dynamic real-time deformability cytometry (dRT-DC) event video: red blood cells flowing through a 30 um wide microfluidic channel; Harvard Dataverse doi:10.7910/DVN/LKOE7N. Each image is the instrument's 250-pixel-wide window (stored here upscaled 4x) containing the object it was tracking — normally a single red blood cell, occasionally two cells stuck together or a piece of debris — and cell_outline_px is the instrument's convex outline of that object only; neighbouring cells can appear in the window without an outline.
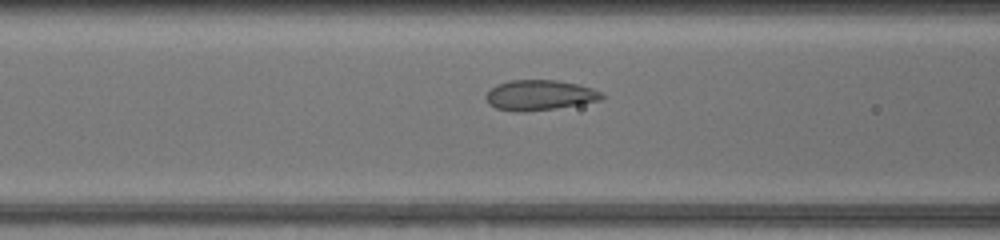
{"species": "common noctule bat (a hibernating species)", "species_latin": "Nyctalus noctula", "temperature_condition": "warm", "stored_images_in_passage": 42, "camera_frame_rate_fps": 3000, "um_per_image_px": 0.085, "animal": {"sex": "female", "body_mass_g": 17.0, "forearm_length_mm": 48.0}, "frame": {"image": 1, "passage_image": 14, "time_ms": 4.333, "image_size_px": [1000, 240], "cell_outline_px": [[608, 96], [600, 100], [580, 104], [556, 108], [524, 112], [516, 112], [496, 108], [488, 104], [484, 96], [496, 84], [508, 80], [556, 80], [576, 84], [592, 88]], "centroid_in_image_um": [45.85, 8.09], "position_along_channel_um": 120.8, "area_um2": 20.52}}
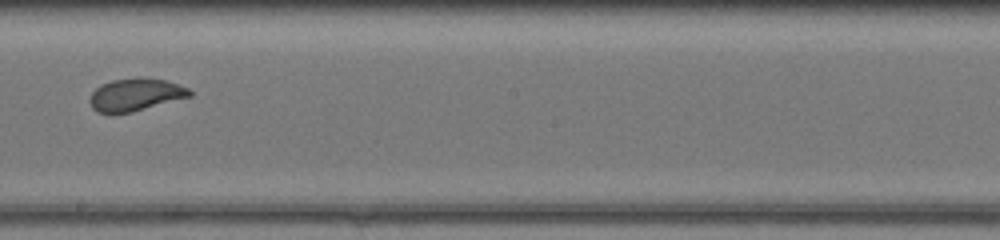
{"frame": {"image": 2, "passage_image": 22, "time_ms": 7.0, "image_size_px": [1000, 240], "cell_outline_px": [[192, 96], [132, 112], [96, 112], [92, 108], [88, 100], [92, 92], [100, 84], [112, 80], [136, 76], [144, 76], [164, 80], [188, 88], [192, 92]], "centroid_in_image_um": [11.5, 8.02], "position_along_channel_um": 236.7, "area_um2": 19.07}}
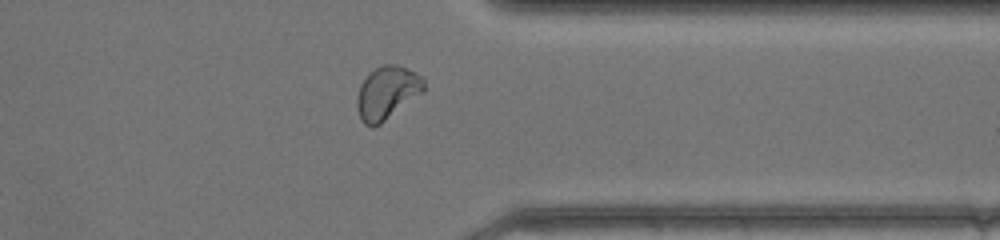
{"frame": {"image": 3, "passage_image": 32, "time_ms": 10.333, "image_size_px": [1000, 240], "cell_outline_px": [[424, 92], [380, 124], [372, 128], [364, 124], [360, 120], [356, 108], [356, 96], [360, 84], [376, 68], [384, 64], [396, 64], [416, 72], [424, 76]], "centroid_in_image_um": [32.9, 7.9], "position_along_channel_um": 378.5, "area_um2": 20.87}, "authors_computed_cell_mechanics": {"area_um2": 20.3167, "velocity_mm_per_s": 4.352, "shape_relaxation_time_tau1_ms": 3.9049, "shape_relaxation_time_tau2_ms": null, "deformation_change_tau1": 0.135, "deformation_change_tau2": null}}